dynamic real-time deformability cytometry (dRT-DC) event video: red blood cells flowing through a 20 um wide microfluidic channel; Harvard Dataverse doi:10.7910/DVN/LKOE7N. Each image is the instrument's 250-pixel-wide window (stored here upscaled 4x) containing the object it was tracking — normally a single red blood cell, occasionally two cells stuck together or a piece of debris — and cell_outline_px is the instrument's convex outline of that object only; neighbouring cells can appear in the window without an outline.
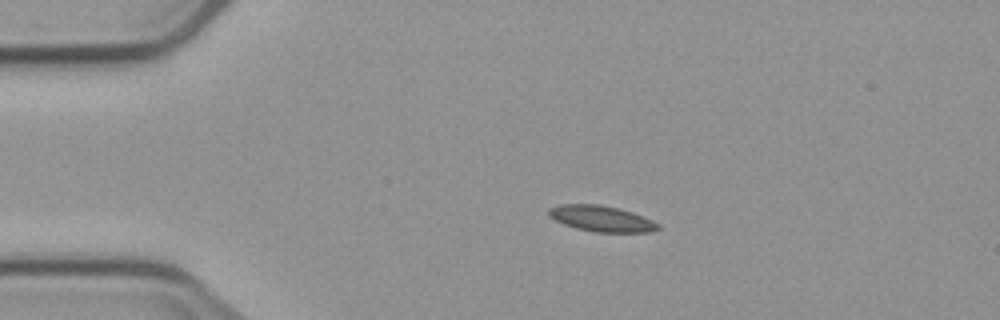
{"species": "common noctule bat (a hibernating species)", "species_latin": "Nyctalus noctula", "temperature_condition": "cold", "stored_images_in_passage": 4, "camera_frame_rate_fps": 3000, "um_per_image_px": 0.085, "animal": {"sex": "male", "body_mass_g": 23.1, "forearm_length_mm": 52.7}, "frame": {"image": 1, "passage_image": 3, "time_ms": 2.333, "image_size_px": [1000, 320], "cell_outline_px": [[660, 228], [648, 232], [596, 232], [576, 228], [564, 224], [548, 216], [548, 208], [560, 204], [600, 204], [632, 212], [644, 216], [660, 224]], "centroid_in_image_um": [51.11, 18.58], "position_along_channel_um": 33.9, "area_um2": 16.47}}